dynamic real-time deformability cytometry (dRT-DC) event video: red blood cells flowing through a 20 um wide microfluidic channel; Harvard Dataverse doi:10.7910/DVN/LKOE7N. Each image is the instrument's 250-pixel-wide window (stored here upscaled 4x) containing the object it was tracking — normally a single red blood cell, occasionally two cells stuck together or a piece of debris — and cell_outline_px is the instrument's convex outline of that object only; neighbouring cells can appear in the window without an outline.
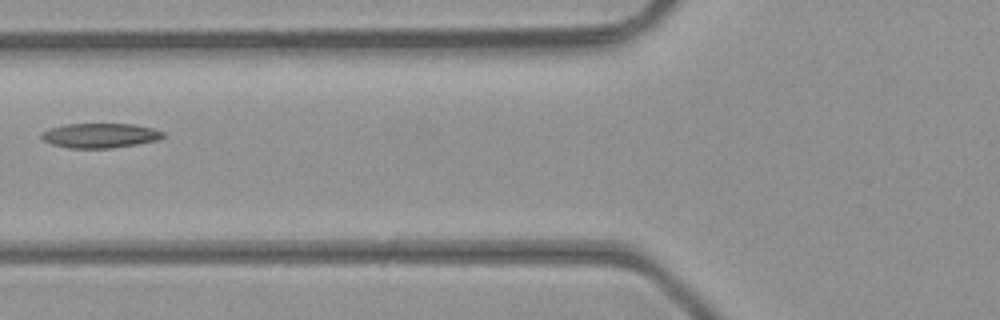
{"species": "common noctule bat (a hibernating species)", "species_latin": "Nyctalus noctula", "temperature_condition": "room temperature", "stored_images_in_passage": 6, "camera_frame_rate_fps": 3000, "um_per_image_px": 0.085, "animal": {"sex": "male", "body_mass_g": 23.1, "forearm_length_mm": 52.7}, "frame": {"image": 1, "passage_image": 6, "time_ms": 1.667, "image_size_px": [1000, 320], "cell_outline_px": [[164, 136], [156, 140], [136, 144], [112, 148], [68, 148], [52, 144], [44, 140], [40, 136], [44, 132], [52, 128], [64, 124], [132, 124], [152, 128], [164, 132]], "centroid_in_image_um": [8.51, 11.52], "position_along_channel_um": 117.3, "area_um2": 17.22}}